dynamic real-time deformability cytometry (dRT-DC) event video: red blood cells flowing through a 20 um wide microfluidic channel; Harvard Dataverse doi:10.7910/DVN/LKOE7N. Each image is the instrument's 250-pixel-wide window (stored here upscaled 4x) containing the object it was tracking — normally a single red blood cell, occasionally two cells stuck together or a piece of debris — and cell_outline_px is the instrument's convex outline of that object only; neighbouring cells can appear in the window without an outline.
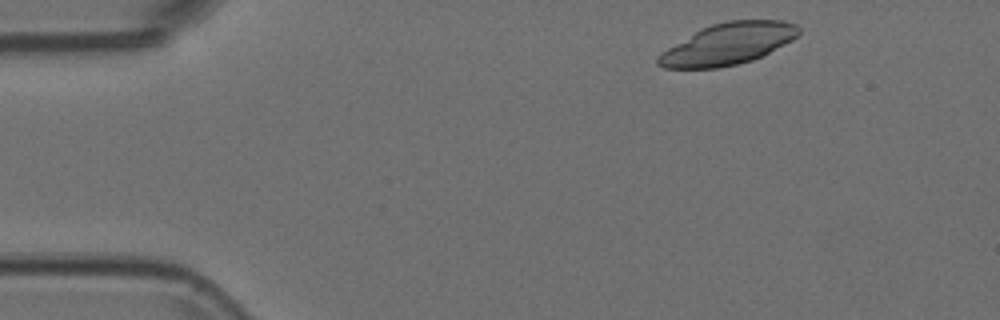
{"species": "Egyptian fruit bat (a non-hibernating species)", "species_latin": "Rousettus aegyptiacus", "temperature_condition": "room temperature", "stored_images_in_passage": 48, "camera_frame_rate_fps": 3000, "um_per_image_px": 0.085, "animal": {"sex": "female"}, "frame": {"image": 1, "passage_image": 2, "time_ms": 0.333, "image_size_px": [1000, 320], "cell_outline_px": [[800, 32], [792, 40], [752, 60], [720, 68], [664, 68], [656, 64], [656, 56], [660, 52], [700, 28], [712, 24], [728, 20], [784, 20], [796, 24], [800, 28]], "centroid_in_image_um": [61.83, 3.73], "position_along_channel_um": 23.2, "area_um2": 33.99}}